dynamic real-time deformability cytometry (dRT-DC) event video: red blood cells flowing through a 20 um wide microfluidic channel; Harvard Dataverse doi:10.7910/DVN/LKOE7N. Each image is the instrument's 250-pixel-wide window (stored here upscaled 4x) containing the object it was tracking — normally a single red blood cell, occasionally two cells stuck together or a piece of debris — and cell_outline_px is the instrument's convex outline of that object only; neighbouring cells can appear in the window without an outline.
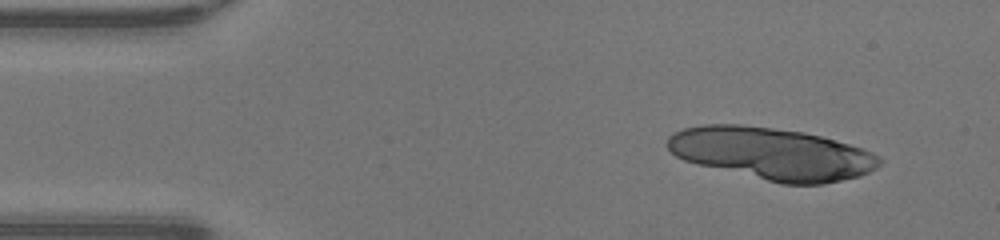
{"species": "human", "species_latin": "Homo sapiens", "temperature_condition": "warm", "stored_images_in_passage": 30, "camera_frame_rate_fps": 3000, "um_per_image_px": 0.085, "donor": {"sex": "male"}, "frame": {"image": 1, "passage_image": 1, "time_ms": 0.0, "image_size_px": [1000, 240], "cell_outline_px": [[884, 160], [876, 168], [860, 176], [824, 184], [780, 184], [684, 160], [676, 156], [668, 148], [668, 136], [672, 132], [684, 128], [700, 124], [740, 124], [804, 132], [820, 136], [864, 148], [880, 156]], "centroid_in_image_um": [65.63, 13.05], "position_along_channel_um": 19.4, "area_um2": 64.39}}
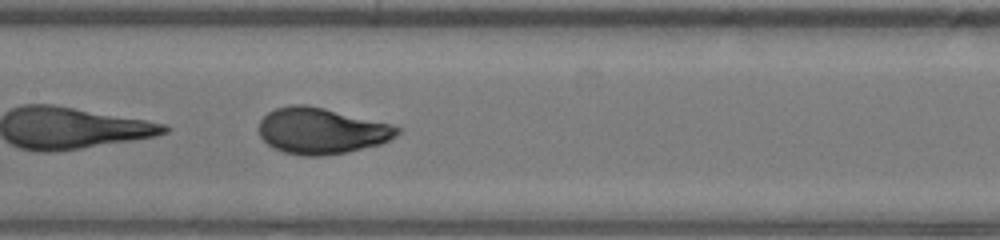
{"frame": {"image": 2, "passage_image": 19, "time_ms": 6.0, "image_size_px": [1000, 240], "cell_outline_px": [[404, 128], [396, 136], [380, 144], [344, 152], [324, 156], [304, 156], [284, 152], [272, 148], [260, 136], [260, 120], [268, 112], [276, 108], [292, 104], [308, 104]], "centroid_in_image_um": [27.3, 11.12], "position_along_channel_um": 180.1, "area_um2": 36.88}}
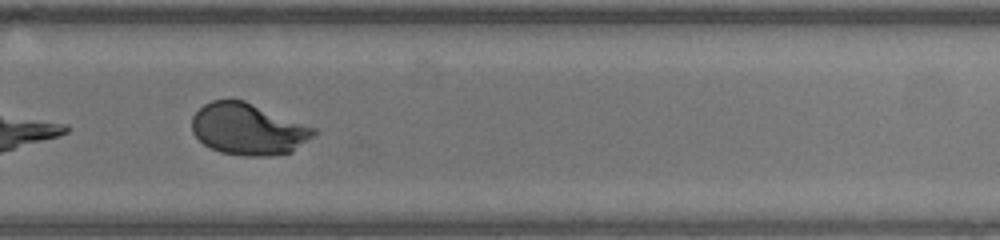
{"frame": {"image": 3, "passage_image": 28, "time_ms": 9.0, "image_size_px": [1000, 240], "cell_outline_px": [[316, 132], [312, 136], [292, 152], [272, 156], [240, 156], [220, 152], [204, 144], [192, 132], [192, 116], [204, 104], [212, 100], [244, 100], [316, 128]], "centroid_in_image_um": [21.08, 10.98], "position_along_channel_um": 308.7, "area_um2": 36.47}}